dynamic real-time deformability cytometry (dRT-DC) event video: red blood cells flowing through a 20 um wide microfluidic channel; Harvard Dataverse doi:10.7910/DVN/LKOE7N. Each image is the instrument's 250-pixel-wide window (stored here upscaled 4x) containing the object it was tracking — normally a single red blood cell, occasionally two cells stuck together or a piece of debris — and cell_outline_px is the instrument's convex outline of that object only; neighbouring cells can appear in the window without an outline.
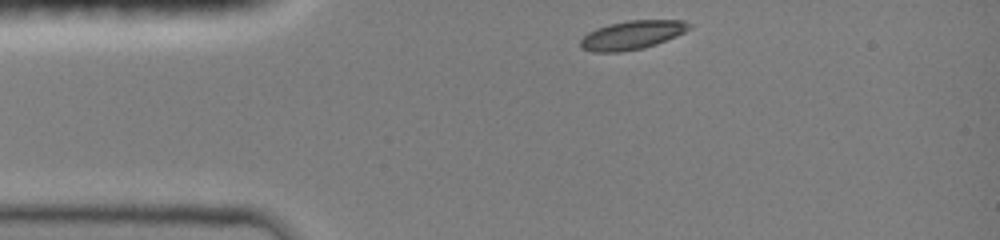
{"species": "common noctule bat (a hibernating species)", "species_latin": "Nyctalus noctula", "temperature_condition": "room temperature", "stored_images_in_passage": 6, "camera_frame_rate_fps": 3000, "um_per_image_px": 0.085, "animal": {"sex": "female", "body_mass_g": 19.0, "forearm_length_mm": 51.5}, "frame": {"image": 1, "passage_image": 1, "time_ms": 0.0, "image_size_px": [1000, 240], "cell_outline_px": [[692, 28], [676, 36], [656, 44], [644, 48], [620, 52], [592, 52], [580, 48], [580, 40], [588, 32], [596, 28], [608, 24], [628, 20], [684, 20], [692, 24]], "centroid_in_image_um": [53.72, 2.97], "position_along_channel_um": 31.3, "area_um2": 18.38}}